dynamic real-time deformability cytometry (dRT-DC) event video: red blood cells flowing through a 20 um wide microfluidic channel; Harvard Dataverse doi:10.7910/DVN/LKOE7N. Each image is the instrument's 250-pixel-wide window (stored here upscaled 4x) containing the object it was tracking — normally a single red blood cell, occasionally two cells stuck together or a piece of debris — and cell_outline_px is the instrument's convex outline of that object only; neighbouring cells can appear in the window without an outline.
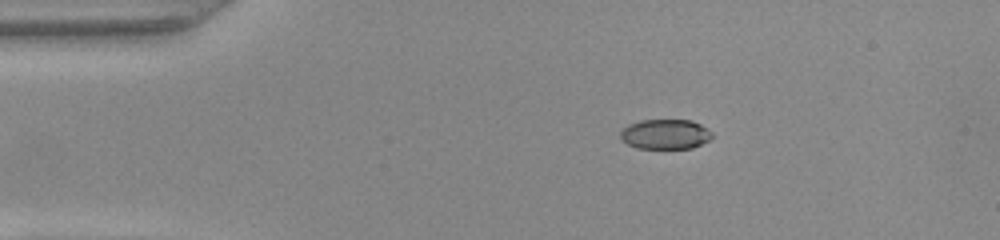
{"species": "common noctule bat (a hibernating species)", "species_latin": "Nyctalus noctula", "temperature_condition": "warm", "stored_images_in_passage": 42, "camera_frame_rate_fps": 3000, "um_per_image_px": 0.085, "animal": {"sex": "female", "body_mass_g": 22.0, "forearm_length_mm": 56.7}, "frame": {"image": 1, "passage_image": 1, "time_ms": 0.0, "image_size_px": [1000, 240], "cell_outline_px": [[712, 136], [708, 140], [692, 148], [636, 148], [620, 140], [620, 132], [628, 124], [640, 120], [692, 120], [700, 124], [712, 132]], "centroid_in_image_um": [56.52, 11.4], "position_along_channel_um": 28.5, "area_um2": 15.95}}
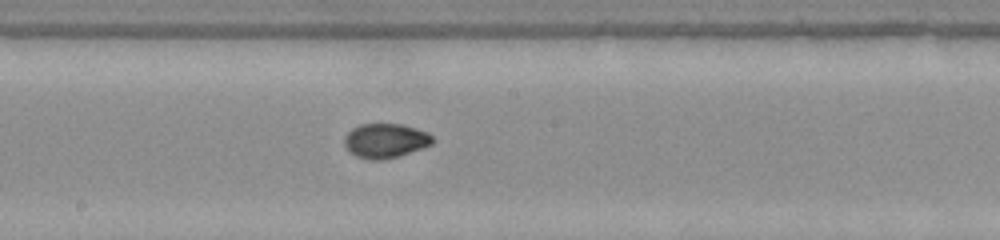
{"frame": {"image": 2, "passage_image": 19, "time_ms": 6.0, "image_size_px": [1000, 240], "cell_outline_px": [[432, 144], [424, 148], [400, 156], [384, 160], [368, 160], [356, 156], [348, 152], [344, 144], [344, 136], [352, 128], [360, 124], [400, 124], [428, 132], [432, 136]], "centroid_in_image_um": [32.73, 11.98], "position_along_channel_um": 215.5, "area_um2": 17.92}}
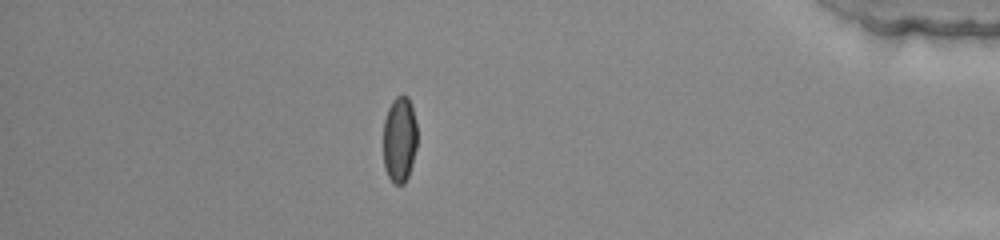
{"frame": {"image": 3, "passage_image": 36, "time_ms": 11.667, "image_size_px": [1000, 240], "cell_outline_px": [[416, 148], [412, 164], [408, 176], [404, 184], [396, 184], [388, 176], [384, 168], [384, 120], [388, 108], [392, 100], [396, 96], [408, 96], [412, 104], [416, 124]], "centroid_in_image_um": [33.96, 11.83], "position_along_channel_um": 401.2, "area_um2": 16.99}, "authors_computed_cell_mechanics": {"area_um2": 17.5423, "velocity_mm_per_s": 4.0434, "shape_relaxation_time_tau1_ms": null, "shape_relaxation_time_tau2_ms": 0.7905, "deformation_change_tau1": null, "deformation_change_tau2": 0.0321}}